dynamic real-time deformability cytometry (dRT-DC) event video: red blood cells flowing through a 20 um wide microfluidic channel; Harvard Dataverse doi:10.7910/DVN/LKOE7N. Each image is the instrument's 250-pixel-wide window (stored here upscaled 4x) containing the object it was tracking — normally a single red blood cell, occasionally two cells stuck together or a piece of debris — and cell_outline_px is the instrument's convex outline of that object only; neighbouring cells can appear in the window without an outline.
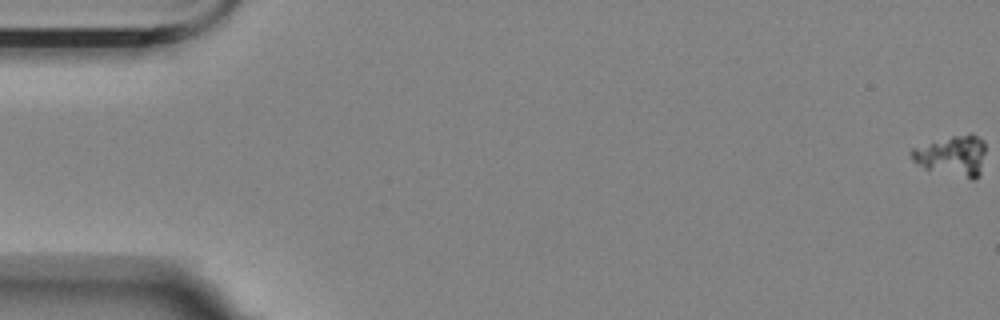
{"species": "Egyptian fruit bat (a non-hibernating species)", "species_latin": "Rousettus aegyptiacus", "temperature_condition": "room temperature", "stored_images_in_passage": 58, "camera_frame_rate_fps": 3000, "um_per_image_px": 0.085, "animal": {"sex": "female"}, "frame": {"image": 1, "passage_image": 1, "time_ms": 0.0, "image_size_px": [1000, 320], "cell_outline_px": [[984, 152], [980, 172], [972, 180], [924, 168], [912, 160], [908, 152], [912, 148], [952, 136], [968, 132], [972, 132], [984, 140]], "centroid_in_image_um": [80.93, 13.21], "position_along_channel_um": 4.1, "area_um2": 17.46}}
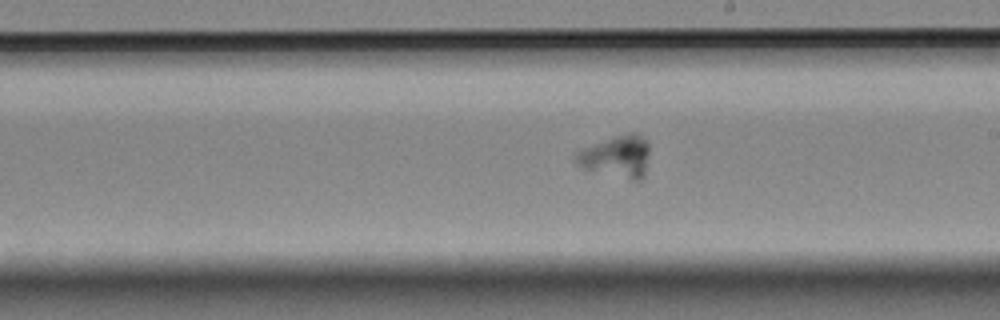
{"frame": {"image": 2, "passage_image": 34, "time_ms": 11.0, "image_size_px": [1000, 320], "cell_outline_px": [[648, 156], [644, 176], [640, 180], [632, 180], [584, 168], [576, 164], [572, 160], [572, 156], [580, 148], [628, 132], [636, 132], [648, 144]], "centroid_in_image_um": [52.36, 13.29], "position_along_channel_um": 236.6, "area_um2": 18.03}}
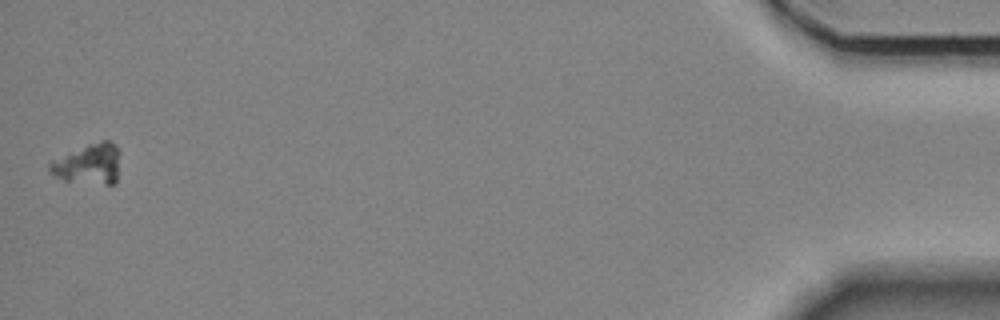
{"frame": {"image": 3, "passage_image": 58, "time_ms": 19.0, "image_size_px": [1000, 320], "cell_outline_px": [[120, 152], [116, 184], [104, 184], [64, 180], [48, 172], [48, 164], [52, 160], [68, 152], [88, 144], [100, 140], [108, 140], [116, 144]], "centroid_in_image_um": [7.54, 13.92], "position_along_channel_um": 427.7, "area_um2": 16.76}}